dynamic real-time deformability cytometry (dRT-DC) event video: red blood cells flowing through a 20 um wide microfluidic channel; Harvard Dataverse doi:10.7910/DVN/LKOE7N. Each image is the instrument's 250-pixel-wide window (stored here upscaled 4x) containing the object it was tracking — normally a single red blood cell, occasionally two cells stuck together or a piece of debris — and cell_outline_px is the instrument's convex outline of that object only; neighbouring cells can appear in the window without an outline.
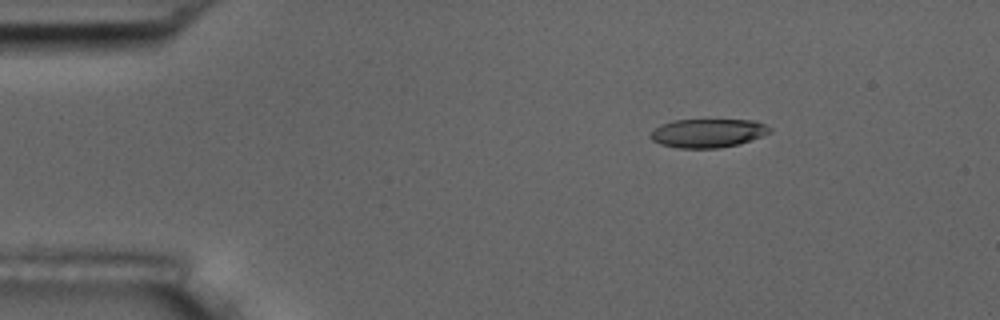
{"species": "common noctule bat (a hibernating species)", "species_latin": "Nyctalus noctula", "temperature_condition": "room temperature", "stored_images_in_passage": 5, "camera_frame_rate_fps": 3000, "um_per_image_px": 0.085, "animal": {"sex": "male", "body_mass_g": 17.5, "forearm_length_mm": 52.3}, "frame": {"image": 1, "passage_image": 2, "time_ms": 2.0, "image_size_px": [1000, 320], "cell_outline_px": [[772, 132], [752, 140], [720, 148], [676, 148], [660, 144], [652, 140], [648, 136], [660, 124], [672, 120], [756, 120], [772, 128]], "centroid_in_image_um": [60.17, 11.31], "position_along_channel_um": 24.8, "area_um2": 20.06}}
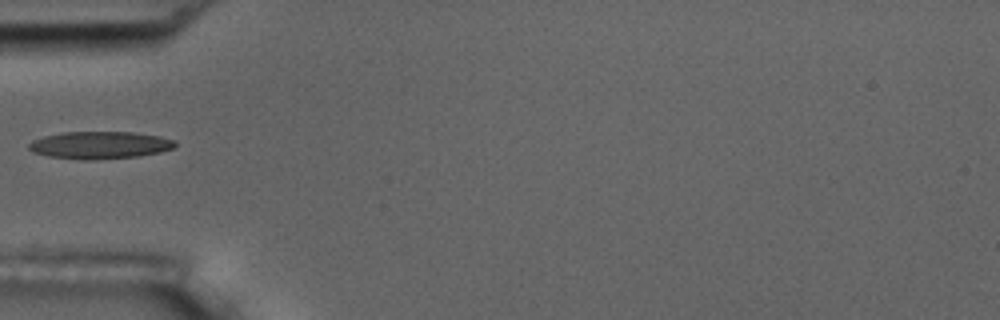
{"frame": {"image": 2, "passage_image": 5, "time_ms": 5.333, "image_size_px": [1000, 320], "cell_outline_px": [[176, 144], [172, 148], [160, 152], [140, 156], [92, 160], [84, 160], [48, 156], [32, 152], [28, 148], [28, 144], [32, 140], [44, 136], [60, 132], [132, 132], [160, 136], [176, 140]], "centroid_in_image_um": [8.47, 12.33], "position_along_channel_um": 76.5, "area_um2": 23.47}}